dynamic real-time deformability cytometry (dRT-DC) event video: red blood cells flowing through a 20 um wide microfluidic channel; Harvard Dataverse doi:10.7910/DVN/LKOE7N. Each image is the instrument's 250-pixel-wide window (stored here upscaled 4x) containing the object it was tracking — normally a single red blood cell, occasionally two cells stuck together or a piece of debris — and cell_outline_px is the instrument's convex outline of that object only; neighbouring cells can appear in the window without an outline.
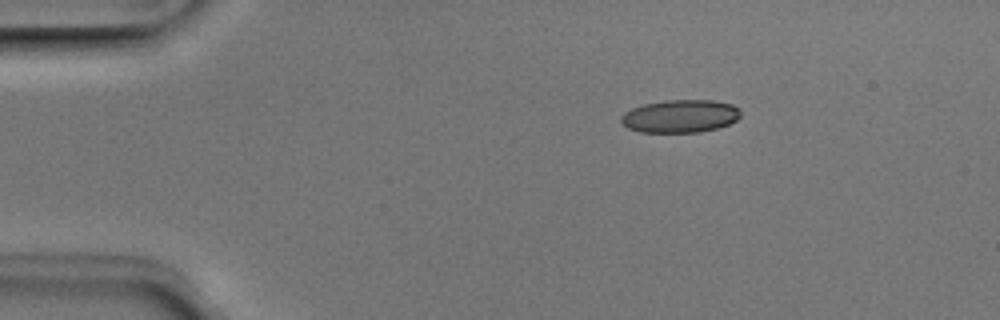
{"species": "Egyptian fruit bat (a non-hibernating species)", "species_latin": "Rousettus aegyptiacus", "temperature_condition": "room temperature", "stored_images_in_passage": 2, "camera_frame_rate_fps": 3000, "um_per_image_px": 0.085, "animal": {"sex": "male"}, "frame": {"image": 1, "passage_image": 1, "time_ms": 0.0, "image_size_px": [1000, 320], "cell_outline_px": [[740, 116], [736, 120], [728, 124], [716, 128], [700, 132], [640, 132], [628, 128], [620, 124], [620, 116], [624, 112], [632, 108], [644, 104], [664, 100], [712, 100], [732, 104], [740, 108]], "centroid_in_image_um": [57.79, 9.87], "position_along_channel_um": 27.2, "area_um2": 23.06}}